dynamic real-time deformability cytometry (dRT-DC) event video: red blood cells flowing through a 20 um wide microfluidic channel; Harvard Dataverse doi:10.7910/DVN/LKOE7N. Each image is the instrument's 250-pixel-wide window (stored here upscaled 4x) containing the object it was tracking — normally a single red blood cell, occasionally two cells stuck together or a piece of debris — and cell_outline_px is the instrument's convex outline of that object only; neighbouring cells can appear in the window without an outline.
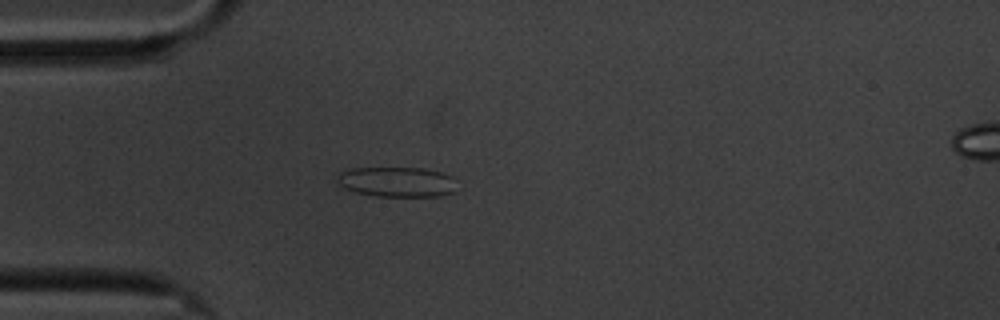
{"species": "common noctule bat (a hibernating species)", "species_latin": "Nyctalus noctula", "temperature_condition": "cold", "stored_images_in_passage": 5, "camera_frame_rate_fps": 3000, "um_per_image_px": 0.085, "animal": {"sex": "male", "body_mass_g": 20.1, "forearm_length_mm": 53.5}, "frame": {"image": 1, "passage_image": 4, "time_ms": 4.333, "image_size_px": [1000, 320], "cell_outline_px": [[452, 192], [440, 196], [376, 196], [356, 192], [344, 188], [336, 180], [336, 176], [340, 172], [352, 168], [424, 168], [440, 172], [452, 176]], "centroid_in_image_um": [33.66, 15.45], "position_along_channel_um": 51.3, "area_um2": 20.69}}